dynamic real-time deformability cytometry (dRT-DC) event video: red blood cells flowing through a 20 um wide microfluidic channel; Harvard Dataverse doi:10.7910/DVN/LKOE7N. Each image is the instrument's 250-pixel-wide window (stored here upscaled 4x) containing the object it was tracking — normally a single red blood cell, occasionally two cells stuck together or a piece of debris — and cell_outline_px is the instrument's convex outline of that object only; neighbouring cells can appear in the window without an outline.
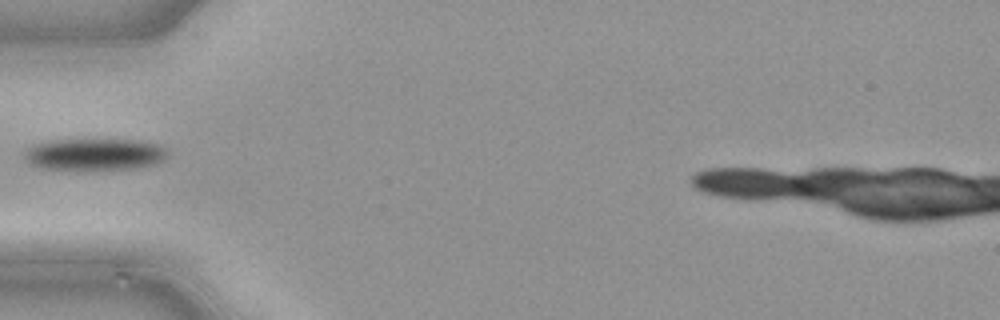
{"species": "common noctule bat (a hibernating species)", "species_latin": "Nyctalus noctula", "temperature_condition": "cold", "stored_images_in_passage": 31, "camera_frame_rate_fps": 3000, "um_per_image_px": 0.085, "animal": {"sex": "male", "body_mass_g": 21.5, "forearm_length_mm": 52.0}, "frame": {"image": 1, "passage_image": 1, "time_ms": 0.0, "image_size_px": [1000, 320], "cell_outline_px": [[168, 156], [164, 160], [152, 164], [136, 168], [40, 168], [28, 164], [24, 160], [24, 152], [28, 148], [36, 144], [52, 140], [140, 140], [156, 144], [164, 148], [168, 152]], "centroid_in_image_um": [8.03, 13.1], "position_along_channel_um": 77.0, "area_um2": 26.01}}
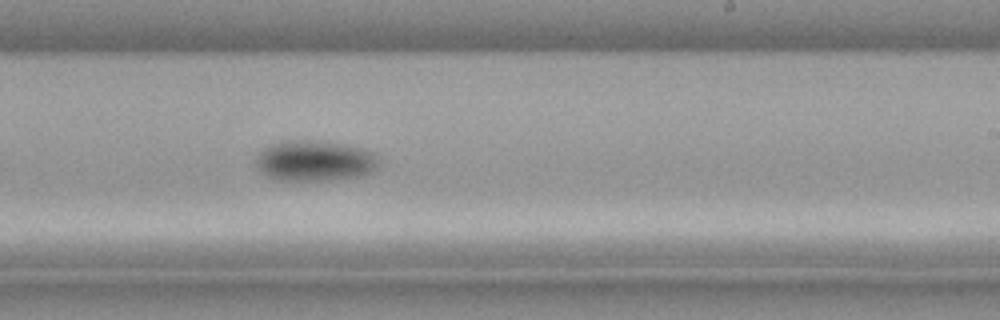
{"frame": {"image": 2, "passage_image": 14, "time_ms": 4.333, "image_size_px": [1000, 320], "cell_outline_px": [[380, 164], [372, 172], [360, 176], [328, 180], [280, 180], [268, 176], [256, 164], [256, 156], [264, 148], [272, 144], [284, 140], [316, 140], [364, 148], [376, 152], [380, 156]], "centroid_in_image_um": [26.83, 13.65], "position_along_channel_um": 262.2, "area_um2": 29.25}}